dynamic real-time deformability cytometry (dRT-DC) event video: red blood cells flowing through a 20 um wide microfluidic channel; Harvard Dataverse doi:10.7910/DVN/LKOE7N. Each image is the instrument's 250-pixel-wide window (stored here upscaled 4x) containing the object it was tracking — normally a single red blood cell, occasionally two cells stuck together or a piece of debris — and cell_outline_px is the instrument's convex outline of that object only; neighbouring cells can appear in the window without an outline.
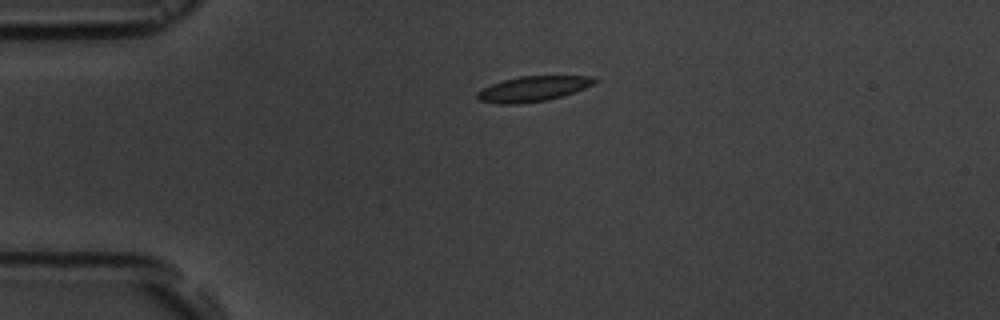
{"species": "common noctule bat (a hibernating species)", "species_latin": "Nyctalus noctula", "temperature_condition": "room temperature", "stored_images_in_passage": 3, "camera_frame_rate_fps": 3000, "um_per_image_px": 0.085, "animal": {"sex": "male", "body_mass_g": 19.5, "forearm_length_mm": 54.6}, "frame": {"image": 1, "passage_image": 1, "time_ms": 0.0, "image_size_px": [1000, 320], "cell_outline_px": [[596, 80], [592, 84], [576, 92], [548, 100], [520, 104], [496, 104], [476, 100], [476, 92], [492, 84], [504, 80], [520, 76], [592, 76]], "centroid_in_image_um": [45.25, 7.57], "position_along_channel_um": 39.7, "area_um2": 17.28}}
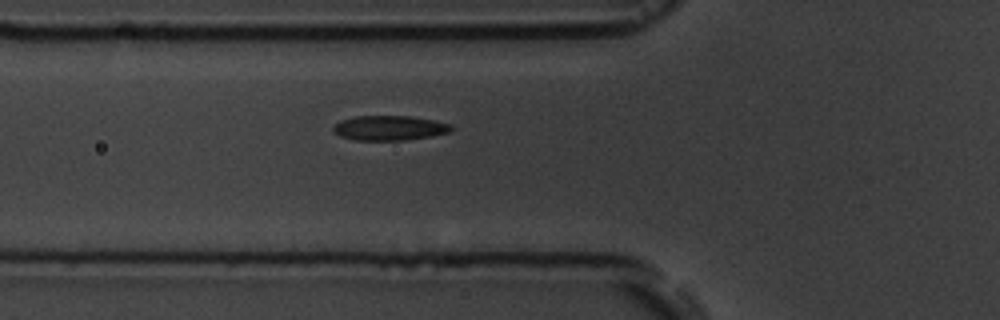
{"frame": {"image": 2, "passage_image": 3, "time_ms": 2.333, "image_size_px": [1000, 320], "cell_outline_px": [[452, 132], [432, 136], [404, 140], [356, 140], [340, 136], [332, 132], [332, 128], [340, 120], [356, 116], [412, 116], [452, 124]], "centroid_in_image_um": [33.1, 10.88], "position_along_channel_um": 92.7, "area_um2": 17.11}}